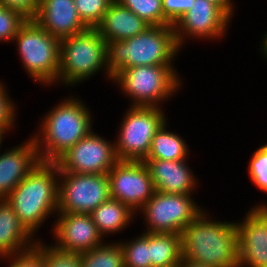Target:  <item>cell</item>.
<instances>
[{"instance_id":"obj_15","label":"cell","mask_w":267,"mask_h":267,"mask_svg":"<svg viewBox=\"0 0 267 267\" xmlns=\"http://www.w3.org/2000/svg\"><path fill=\"white\" fill-rule=\"evenodd\" d=\"M52 235L54 247L65 252L84 253L104 243L89 214L57 213Z\"/></svg>"},{"instance_id":"obj_2","label":"cell","mask_w":267,"mask_h":267,"mask_svg":"<svg viewBox=\"0 0 267 267\" xmlns=\"http://www.w3.org/2000/svg\"><path fill=\"white\" fill-rule=\"evenodd\" d=\"M67 98L39 120L38 131L32 135L42 162H55L93 130L89 106L75 96Z\"/></svg>"},{"instance_id":"obj_34","label":"cell","mask_w":267,"mask_h":267,"mask_svg":"<svg viewBox=\"0 0 267 267\" xmlns=\"http://www.w3.org/2000/svg\"><path fill=\"white\" fill-rule=\"evenodd\" d=\"M0 4L19 12L27 20H34L39 10V0H0Z\"/></svg>"},{"instance_id":"obj_13","label":"cell","mask_w":267,"mask_h":267,"mask_svg":"<svg viewBox=\"0 0 267 267\" xmlns=\"http://www.w3.org/2000/svg\"><path fill=\"white\" fill-rule=\"evenodd\" d=\"M230 22L231 18L214 3L195 0L192 8L174 25L178 47L183 48L187 38L219 40L225 37Z\"/></svg>"},{"instance_id":"obj_18","label":"cell","mask_w":267,"mask_h":267,"mask_svg":"<svg viewBox=\"0 0 267 267\" xmlns=\"http://www.w3.org/2000/svg\"><path fill=\"white\" fill-rule=\"evenodd\" d=\"M34 20L60 40L88 28L80 19L74 0H39L38 14Z\"/></svg>"},{"instance_id":"obj_26","label":"cell","mask_w":267,"mask_h":267,"mask_svg":"<svg viewBox=\"0 0 267 267\" xmlns=\"http://www.w3.org/2000/svg\"><path fill=\"white\" fill-rule=\"evenodd\" d=\"M140 17L149 26L164 25L162 0H117Z\"/></svg>"},{"instance_id":"obj_29","label":"cell","mask_w":267,"mask_h":267,"mask_svg":"<svg viewBox=\"0 0 267 267\" xmlns=\"http://www.w3.org/2000/svg\"><path fill=\"white\" fill-rule=\"evenodd\" d=\"M248 164L250 180L257 189L267 193V143L252 153Z\"/></svg>"},{"instance_id":"obj_24","label":"cell","mask_w":267,"mask_h":267,"mask_svg":"<svg viewBox=\"0 0 267 267\" xmlns=\"http://www.w3.org/2000/svg\"><path fill=\"white\" fill-rule=\"evenodd\" d=\"M82 267H124L123 248L117 242L102 245L80 254Z\"/></svg>"},{"instance_id":"obj_10","label":"cell","mask_w":267,"mask_h":267,"mask_svg":"<svg viewBox=\"0 0 267 267\" xmlns=\"http://www.w3.org/2000/svg\"><path fill=\"white\" fill-rule=\"evenodd\" d=\"M109 198L107 174L59 171L58 213L90 214Z\"/></svg>"},{"instance_id":"obj_11","label":"cell","mask_w":267,"mask_h":267,"mask_svg":"<svg viewBox=\"0 0 267 267\" xmlns=\"http://www.w3.org/2000/svg\"><path fill=\"white\" fill-rule=\"evenodd\" d=\"M106 139L93 129L55 161L59 171L107 174L119 160L114 142Z\"/></svg>"},{"instance_id":"obj_22","label":"cell","mask_w":267,"mask_h":267,"mask_svg":"<svg viewBox=\"0 0 267 267\" xmlns=\"http://www.w3.org/2000/svg\"><path fill=\"white\" fill-rule=\"evenodd\" d=\"M150 267L179 266L182 259L181 234L149 233Z\"/></svg>"},{"instance_id":"obj_19","label":"cell","mask_w":267,"mask_h":267,"mask_svg":"<svg viewBox=\"0 0 267 267\" xmlns=\"http://www.w3.org/2000/svg\"><path fill=\"white\" fill-rule=\"evenodd\" d=\"M149 25L117 0L113 1L96 27L106 42L123 41L143 32Z\"/></svg>"},{"instance_id":"obj_4","label":"cell","mask_w":267,"mask_h":267,"mask_svg":"<svg viewBox=\"0 0 267 267\" xmlns=\"http://www.w3.org/2000/svg\"><path fill=\"white\" fill-rule=\"evenodd\" d=\"M180 51L174 25L149 26L132 38L107 42V67L114 75L135 66L173 65Z\"/></svg>"},{"instance_id":"obj_21","label":"cell","mask_w":267,"mask_h":267,"mask_svg":"<svg viewBox=\"0 0 267 267\" xmlns=\"http://www.w3.org/2000/svg\"><path fill=\"white\" fill-rule=\"evenodd\" d=\"M99 233L105 236L124 231L137 215L117 199L109 198L89 214Z\"/></svg>"},{"instance_id":"obj_37","label":"cell","mask_w":267,"mask_h":267,"mask_svg":"<svg viewBox=\"0 0 267 267\" xmlns=\"http://www.w3.org/2000/svg\"><path fill=\"white\" fill-rule=\"evenodd\" d=\"M260 46H261V47H259L261 50L260 52L263 54L264 59L266 58V60H267V32L264 35V37L262 38Z\"/></svg>"},{"instance_id":"obj_33","label":"cell","mask_w":267,"mask_h":267,"mask_svg":"<svg viewBox=\"0 0 267 267\" xmlns=\"http://www.w3.org/2000/svg\"><path fill=\"white\" fill-rule=\"evenodd\" d=\"M195 0H162L164 25H175L192 8Z\"/></svg>"},{"instance_id":"obj_8","label":"cell","mask_w":267,"mask_h":267,"mask_svg":"<svg viewBox=\"0 0 267 267\" xmlns=\"http://www.w3.org/2000/svg\"><path fill=\"white\" fill-rule=\"evenodd\" d=\"M127 110L114 141L115 153L119 161H144L154 134L167 116L163 108L156 106H129Z\"/></svg>"},{"instance_id":"obj_6","label":"cell","mask_w":267,"mask_h":267,"mask_svg":"<svg viewBox=\"0 0 267 267\" xmlns=\"http://www.w3.org/2000/svg\"><path fill=\"white\" fill-rule=\"evenodd\" d=\"M174 65H141L119 70L112 82L131 101L130 106L164 107L162 103L181 89L182 78Z\"/></svg>"},{"instance_id":"obj_32","label":"cell","mask_w":267,"mask_h":267,"mask_svg":"<svg viewBox=\"0 0 267 267\" xmlns=\"http://www.w3.org/2000/svg\"><path fill=\"white\" fill-rule=\"evenodd\" d=\"M3 259L5 263L9 261L7 267H45L43 254L35 246L12 256L0 258L1 261Z\"/></svg>"},{"instance_id":"obj_30","label":"cell","mask_w":267,"mask_h":267,"mask_svg":"<svg viewBox=\"0 0 267 267\" xmlns=\"http://www.w3.org/2000/svg\"><path fill=\"white\" fill-rule=\"evenodd\" d=\"M26 21L19 12L0 4V42L11 43Z\"/></svg>"},{"instance_id":"obj_1","label":"cell","mask_w":267,"mask_h":267,"mask_svg":"<svg viewBox=\"0 0 267 267\" xmlns=\"http://www.w3.org/2000/svg\"><path fill=\"white\" fill-rule=\"evenodd\" d=\"M181 251L183 259L199 264L239 267L237 223L212 219L203 210L182 230Z\"/></svg>"},{"instance_id":"obj_3","label":"cell","mask_w":267,"mask_h":267,"mask_svg":"<svg viewBox=\"0 0 267 267\" xmlns=\"http://www.w3.org/2000/svg\"><path fill=\"white\" fill-rule=\"evenodd\" d=\"M59 168L55 162L40 161L5 198L21 224L34 234L51 215L58 213Z\"/></svg>"},{"instance_id":"obj_20","label":"cell","mask_w":267,"mask_h":267,"mask_svg":"<svg viewBox=\"0 0 267 267\" xmlns=\"http://www.w3.org/2000/svg\"><path fill=\"white\" fill-rule=\"evenodd\" d=\"M33 237L19 221L11 205L0 199V258L34 247L37 238Z\"/></svg>"},{"instance_id":"obj_27","label":"cell","mask_w":267,"mask_h":267,"mask_svg":"<svg viewBox=\"0 0 267 267\" xmlns=\"http://www.w3.org/2000/svg\"><path fill=\"white\" fill-rule=\"evenodd\" d=\"M38 237L35 247L43 254L45 267H82L80 253L65 252Z\"/></svg>"},{"instance_id":"obj_17","label":"cell","mask_w":267,"mask_h":267,"mask_svg":"<svg viewBox=\"0 0 267 267\" xmlns=\"http://www.w3.org/2000/svg\"><path fill=\"white\" fill-rule=\"evenodd\" d=\"M143 162L148 168L156 191L192 195L197 189L198 179L189 167L188 159H145Z\"/></svg>"},{"instance_id":"obj_16","label":"cell","mask_w":267,"mask_h":267,"mask_svg":"<svg viewBox=\"0 0 267 267\" xmlns=\"http://www.w3.org/2000/svg\"><path fill=\"white\" fill-rule=\"evenodd\" d=\"M7 149L0 153V199H5L41 161L32 136Z\"/></svg>"},{"instance_id":"obj_12","label":"cell","mask_w":267,"mask_h":267,"mask_svg":"<svg viewBox=\"0 0 267 267\" xmlns=\"http://www.w3.org/2000/svg\"><path fill=\"white\" fill-rule=\"evenodd\" d=\"M110 197L138 212L155 193V186L143 161H118L107 173Z\"/></svg>"},{"instance_id":"obj_38","label":"cell","mask_w":267,"mask_h":267,"mask_svg":"<svg viewBox=\"0 0 267 267\" xmlns=\"http://www.w3.org/2000/svg\"><path fill=\"white\" fill-rule=\"evenodd\" d=\"M4 136L0 133V144L3 142Z\"/></svg>"},{"instance_id":"obj_31","label":"cell","mask_w":267,"mask_h":267,"mask_svg":"<svg viewBox=\"0 0 267 267\" xmlns=\"http://www.w3.org/2000/svg\"><path fill=\"white\" fill-rule=\"evenodd\" d=\"M6 84L0 81V133L4 134L13 131L16 125V117L18 116L15 102L9 97ZM17 115V116H16Z\"/></svg>"},{"instance_id":"obj_25","label":"cell","mask_w":267,"mask_h":267,"mask_svg":"<svg viewBox=\"0 0 267 267\" xmlns=\"http://www.w3.org/2000/svg\"><path fill=\"white\" fill-rule=\"evenodd\" d=\"M119 243L123 248L124 267H150L148 232L143 231L140 236Z\"/></svg>"},{"instance_id":"obj_35","label":"cell","mask_w":267,"mask_h":267,"mask_svg":"<svg viewBox=\"0 0 267 267\" xmlns=\"http://www.w3.org/2000/svg\"><path fill=\"white\" fill-rule=\"evenodd\" d=\"M220 7L231 19L235 15V7L232 0H208Z\"/></svg>"},{"instance_id":"obj_14","label":"cell","mask_w":267,"mask_h":267,"mask_svg":"<svg viewBox=\"0 0 267 267\" xmlns=\"http://www.w3.org/2000/svg\"><path fill=\"white\" fill-rule=\"evenodd\" d=\"M254 206L236 222L239 267H267V203Z\"/></svg>"},{"instance_id":"obj_36","label":"cell","mask_w":267,"mask_h":267,"mask_svg":"<svg viewBox=\"0 0 267 267\" xmlns=\"http://www.w3.org/2000/svg\"><path fill=\"white\" fill-rule=\"evenodd\" d=\"M178 267H211V266L205 264H199L182 258Z\"/></svg>"},{"instance_id":"obj_23","label":"cell","mask_w":267,"mask_h":267,"mask_svg":"<svg viewBox=\"0 0 267 267\" xmlns=\"http://www.w3.org/2000/svg\"><path fill=\"white\" fill-rule=\"evenodd\" d=\"M167 121L154 134L146 159L185 160L189 159L190 148L178 133L168 130Z\"/></svg>"},{"instance_id":"obj_28","label":"cell","mask_w":267,"mask_h":267,"mask_svg":"<svg viewBox=\"0 0 267 267\" xmlns=\"http://www.w3.org/2000/svg\"><path fill=\"white\" fill-rule=\"evenodd\" d=\"M112 2L113 0H74L78 15L88 28H96L101 23Z\"/></svg>"},{"instance_id":"obj_9","label":"cell","mask_w":267,"mask_h":267,"mask_svg":"<svg viewBox=\"0 0 267 267\" xmlns=\"http://www.w3.org/2000/svg\"><path fill=\"white\" fill-rule=\"evenodd\" d=\"M188 194H169L155 191L138 212L144 216L145 232L181 234L205 208L197 205Z\"/></svg>"},{"instance_id":"obj_7","label":"cell","mask_w":267,"mask_h":267,"mask_svg":"<svg viewBox=\"0 0 267 267\" xmlns=\"http://www.w3.org/2000/svg\"><path fill=\"white\" fill-rule=\"evenodd\" d=\"M26 73L37 84L57 85L61 40L50 35L35 20H27L13 41Z\"/></svg>"},{"instance_id":"obj_5","label":"cell","mask_w":267,"mask_h":267,"mask_svg":"<svg viewBox=\"0 0 267 267\" xmlns=\"http://www.w3.org/2000/svg\"><path fill=\"white\" fill-rule=\"evenodd\" d=\"M106 52L107 42L97 28H87L61 39L58 84L74 87L101 71L112 81L113 75L107 67Z\"/></svg>"}]
</instances>
